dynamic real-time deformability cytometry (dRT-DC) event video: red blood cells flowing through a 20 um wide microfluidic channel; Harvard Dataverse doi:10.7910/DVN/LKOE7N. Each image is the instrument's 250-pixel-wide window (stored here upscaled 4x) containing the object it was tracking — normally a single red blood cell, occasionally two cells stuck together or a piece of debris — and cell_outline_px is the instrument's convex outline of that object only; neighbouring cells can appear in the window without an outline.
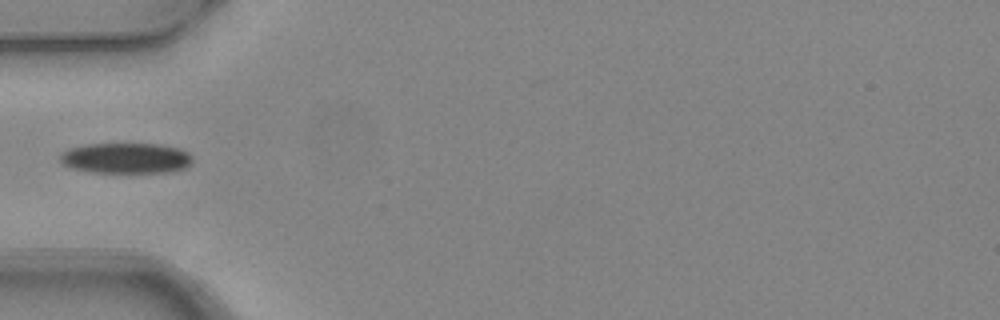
{"species": "common noctule bat (a hibernating species)", "species_latin": "Nyctalus noctula", "temperature_condition": "warm", "stored_images_in_passage": 5, "camera_frame_rate_fps": 3000, "um_per_image_px": 0.085, "animal": {"sex": "female", "body_mass_g": 24.6, "forearm_length_mm": 56.2}, "frame": {"image": 1, "passage_image": 5, "time_ms": 1.333, "image_size_px": [1000, 320], "cell_outline_px": [[192, 164], [184, 168], [172, 172], [128, 176], [92, 172], [68, 168], [60, 160], [60, 156], [68, 148], [88, 144], [160, 144], [180, 148], [188, 152], [192, 156]], "centroid_in_image_um": [10.75, 13.5], "position_along_channel_um": 74.2, "area_um2": 24.85}}